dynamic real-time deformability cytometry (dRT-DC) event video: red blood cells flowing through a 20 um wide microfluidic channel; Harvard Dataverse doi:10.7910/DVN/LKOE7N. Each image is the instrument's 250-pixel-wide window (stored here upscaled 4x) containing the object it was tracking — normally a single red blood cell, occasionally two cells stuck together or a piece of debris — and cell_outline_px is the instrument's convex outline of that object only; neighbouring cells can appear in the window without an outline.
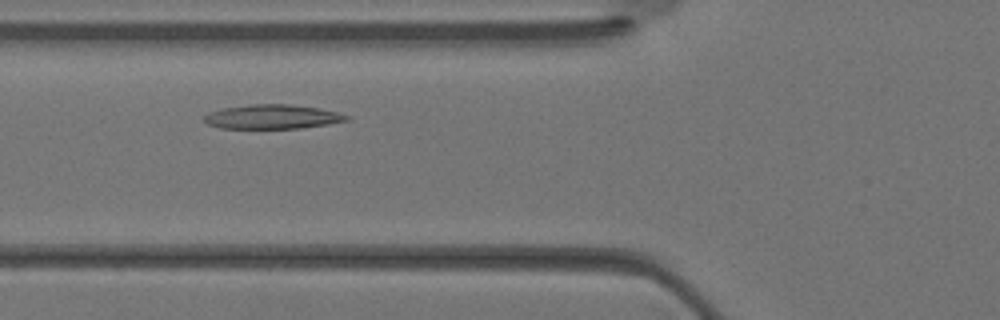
{"species": "Egyptian fruit bat (a non-hibernating species)", "species_latin": "Rousettus aegyptiacus", "temperature_condition": "warm", "stored_images_in_passage": 27, "camera_frame_rate_fps": 3000, "um_per_image_px": 0.085, "animal": {"sex": "female"}, "frame": {"image": 1, "passage_image": 5, "time_ms": 1.333, "image_size_px": [1000, 320], "cell_outline_px": [[352, 116], [348, 120], [328, 124], [300, 128], [220, 128], [208, 124], [204, 120], [204, 116], [208, 112], [224, 108], [252, 104], [288, 104], [320, 108]], "centroid_in_image_um": [23.16, 9.92], "position_along_channel_um": 102.6, "area_um2": 20.06}}
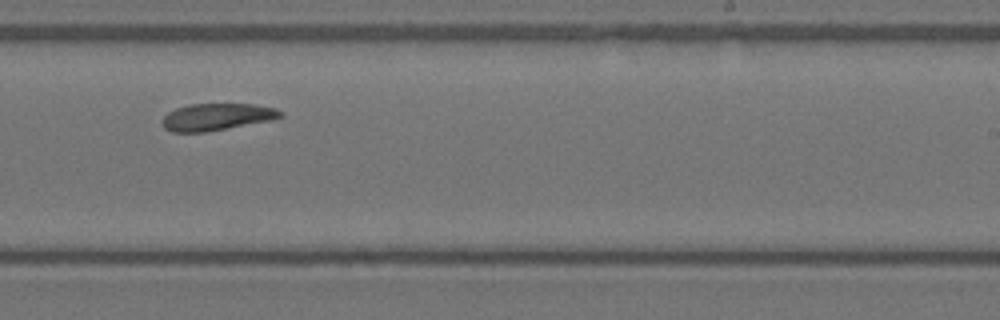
{"frame": {"image": 2, "passage_image": 14, "time_ms": 4.333, "image_size_px": [1000, 320], "cell_outline_px": [[284, 116], [272, 120], [204, 132], [172, 132], [164, 128], [160, 120], [168, 112], [176, 108], [188, 104], [256, 104], [276, 108], [284, 112]], "centroid_in_image_um": [18.43, 9.93], "position_along_channel_um": 270.6, "area_um2": 18.73}}
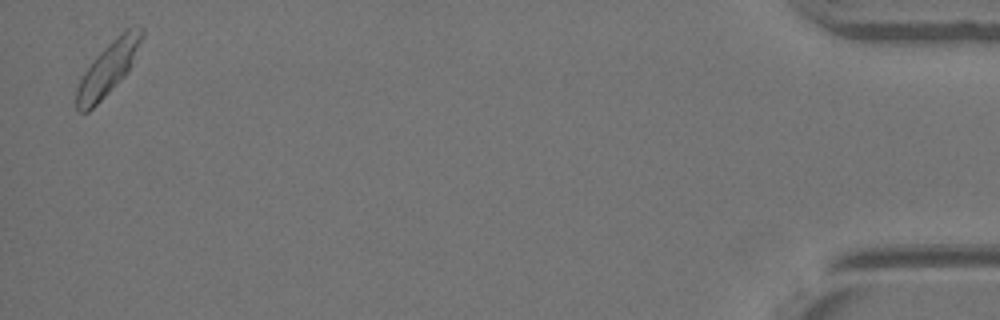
{"frame": {"image": 3, "passage_image": 27, "time_ms": 8.667, "image_size_px": [1000, 320], "cell_outline_px": [[144, 36], [132, 64], [128, 72], [88, 112], [76, 112], [76, 88], [84, 72], [92, 60], [116, 36], [128, 28], [144, 28]], "centroid_in_image_um": [9.18, 5.82], "position_along_channel_um": 426.0, "area_um2": 19.83}}